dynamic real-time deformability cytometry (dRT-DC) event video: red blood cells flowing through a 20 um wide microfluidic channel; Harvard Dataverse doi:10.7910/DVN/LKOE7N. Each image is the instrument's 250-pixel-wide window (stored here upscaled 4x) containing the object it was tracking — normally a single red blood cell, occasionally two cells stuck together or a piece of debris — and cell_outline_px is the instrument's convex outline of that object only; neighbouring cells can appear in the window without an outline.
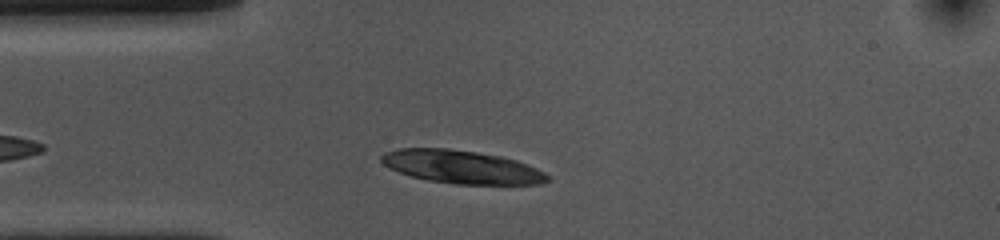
{"species": "common noctule bat (a hibernating species)", "species_latin": "Nyctalus noctula", "temperature_condition": "cold", "stored_images_in_passage": 36, "camera_frame_rate_fps": 3000, "um_per_image_px": 0.085, "animal": {"sex": "female", "body_mass_g": 10.0, "forearm_length_mm": 53.1}, "frame": {"image": 1, "passage_image": 6, "time_ms": 1.667, "image_size_px": [1000, 240], "cell_outline_px": [[552, 180], [540, 184], [456, 184], [428, 180], [412, 176], [400, 172], [384, 164], [380, 160], [380, 156], [384, 152], [400, 148], [448, 148], [476, 152], [500, 156], [516, 160], [528, 164], [552, 176]], "centroid_in_image_um": [39.29, 14.19], "position_along_channel_um": 45.7, "area_um2": 32.08}}